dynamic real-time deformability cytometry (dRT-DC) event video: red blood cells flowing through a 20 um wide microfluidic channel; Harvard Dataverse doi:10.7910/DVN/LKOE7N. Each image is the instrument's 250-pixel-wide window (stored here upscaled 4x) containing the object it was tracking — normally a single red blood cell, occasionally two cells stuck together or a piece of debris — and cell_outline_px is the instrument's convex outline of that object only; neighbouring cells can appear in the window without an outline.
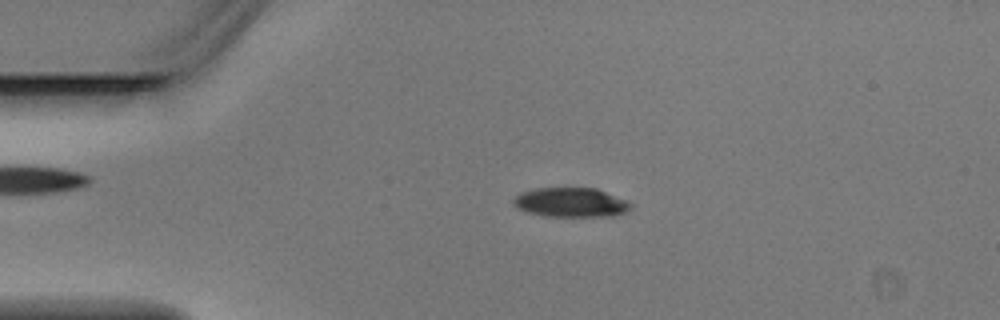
{"species": "Egyptian fruit bat (a non-hibernating species)", "species_latin": "Rousettus aegyptiacus", "temperature_condition": "warm", "stored_images_in_passage": 5, "camera_frame_rate_fps": 3000, "um_per_image_px": 0.085, "animal": {"sex": "male"}, "frame": {"image": 1, "passage_image": 3, "time_ms": 0.667, "image_size_px": [1000, 320], "cell_outline_px": [[632, 208], [628, 212], [612, 216], [544, 216], [528, 212], [516, 208], [512, 204], [512, 200], [520, 192], [536, 188], [596, 188], [628, 200], [632, 204]], "centroid_in_image_um": [48.54, 17.2], "position_along_channel_um": 36.5, "area_um2": 20.35}}